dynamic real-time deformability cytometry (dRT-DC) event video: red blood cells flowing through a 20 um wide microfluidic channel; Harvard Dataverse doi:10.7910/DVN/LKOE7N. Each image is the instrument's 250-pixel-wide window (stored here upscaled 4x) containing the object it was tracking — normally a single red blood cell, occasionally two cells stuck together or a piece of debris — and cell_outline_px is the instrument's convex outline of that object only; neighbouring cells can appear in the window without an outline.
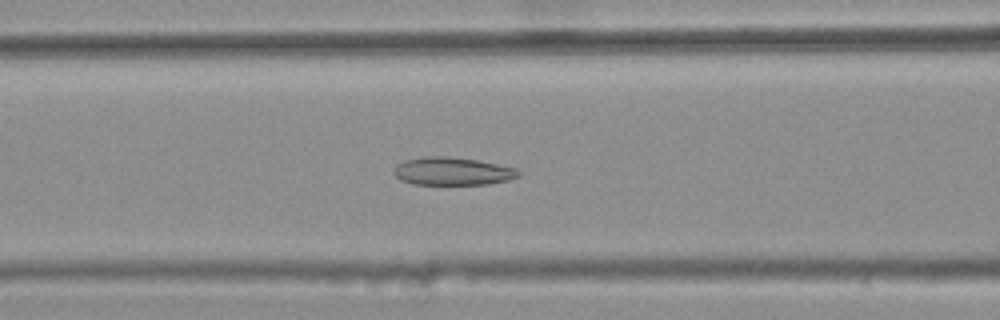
{"species": "common noctule bat (a hibernating species)", "species_latin": "Nyctalus noctula", "temperature_condition": "warm", "stored_images_in_passage": 46, "camera_frame_rate_fps": 3000, "um_per_image_px": 0.085, "animal": {"sex": "female", "body_mass_g": 25.1}, "frame": {"image": 1, "passage_image": 22, "time_ms": 7.0, "image_size_px": [1000, 320], "cell_outline_px": [[520, 176], [508, 180], [488, 184], [412, 184], [400, 180], [392, 172], [392, 168], [396, 164], [404, 160], [424, 156], [444, 156], [476, 160], [516, 168], [520, 172]], "centroid_in_image_um": [38.4, 14.55], "position_along_channel_um": 128.2, "area_um2": 20.35}}
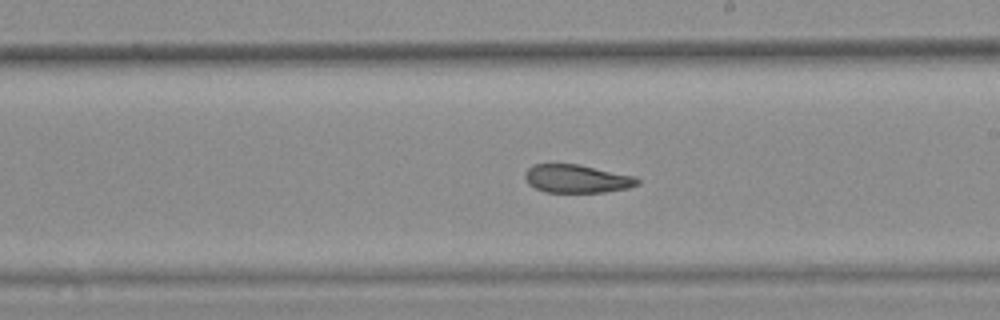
{"frame": {"image": 2, "passage_image": 31, "time_ms": 10.0, "image_size_px": [1000, 320], "cell_outline_px": [[640, 184], [628, 188], [604, 192], [544, 192], [528, 184], [524, 176], [524, 172], [532, 164], [580, 164], [636, 176], [640, 180]], "centroid_in_image_um": [49.04, 15.18], "position_along_channel_um": 240.0, "area_um2": 18.73}}
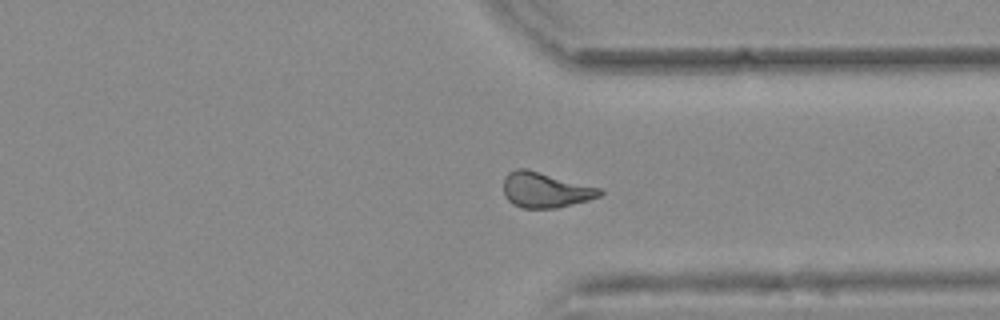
{"frame": {"image": 3, "passage_image": 41, "time_ms": 13.333, "image_size_px": [1000, 320], "cell_outline_px": [[604, 192], [600, 196], [588, 200], [556, 208], [520, 208], [512, 204], [504, 196], [504, 176], [508, 172], [516, 168], [528, 168], [604, 188]], "centroid_in_image_um": [46.37, 16.12], "position_along_channel_um": 365.0, "area_um2": 20.35}, "authors_computed_cell_mechanics": {"area_um2": 20.3456, "velocity_mm_per_s": 3.7451, "shape_relaxation_time_tau1_ms": null, "shape_relaxation_time_tau2_ms": 3.2241, "deformation_change_tau1": null, "deformation_change_tau2": 0.1058}}